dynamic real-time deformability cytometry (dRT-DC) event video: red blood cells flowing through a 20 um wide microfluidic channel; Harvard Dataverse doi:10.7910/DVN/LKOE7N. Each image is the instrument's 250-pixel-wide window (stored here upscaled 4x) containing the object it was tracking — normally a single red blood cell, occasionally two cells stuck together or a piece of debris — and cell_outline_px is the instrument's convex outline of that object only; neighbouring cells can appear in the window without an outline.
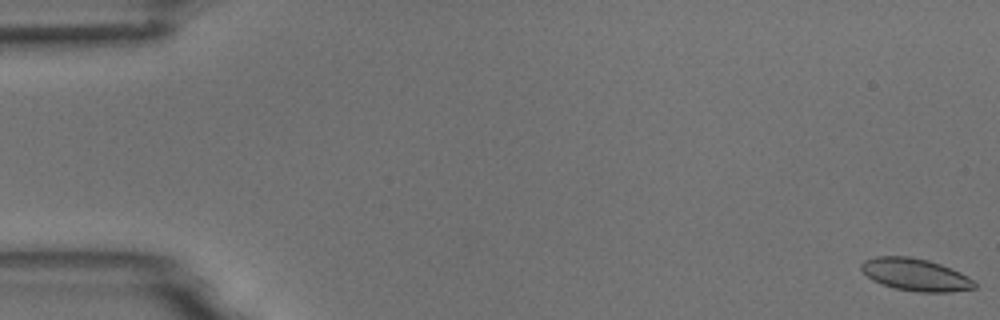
{"species": "common noctule bat (a hibernating species)", "species_latin": "Nyctalus noctula", "temperature_condition": "room temperature", "stored_images_in_passage": 6, "camera_frame_rate_fps": 3000, "um_per_image_px": 0.085, "animal": {"sex": "male", "body_mass_g": 18.8}, "frame": {"image": 1, "passage_image": 1, "time_ms": 0.0, "image_size_px": [1000, 320], "cell_outline_px": [[976, 288], [952, 292], [916, 292], [896, 288], [872, 280], [860, 268], [860, 264], [864, 260], [876, 256], [908, 256], [928, 260], [952, 268], [968, 276], [976, 284]], "centroid_in_image_um": [77.83, 23.34], "position_along_channel_um": 7.2, "area_um2": 21.33}}
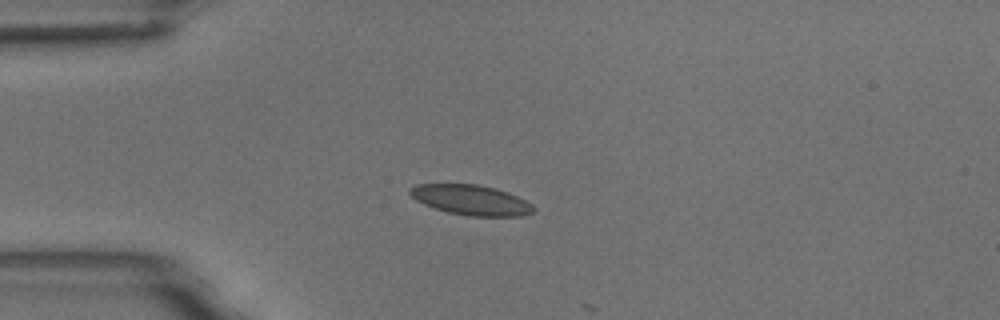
{"frame": {"image": 2, "passage_image": 5, "time_ms": 1.333, "image_size_px": [1000, 320], "cell_outline_px": [[536, 212], [524, 216], [468, 216], [448, 212], [424, 204], [416, 200], [408, 192], [408, 188], [416, 184], [476, 184], [496, 188], [508, 192], [532, 204], [536, 208]], "centroid_in_image_um": [40.06, 17.0], "position_along_channel_um": 44.9, "area_um2": 21.79}}